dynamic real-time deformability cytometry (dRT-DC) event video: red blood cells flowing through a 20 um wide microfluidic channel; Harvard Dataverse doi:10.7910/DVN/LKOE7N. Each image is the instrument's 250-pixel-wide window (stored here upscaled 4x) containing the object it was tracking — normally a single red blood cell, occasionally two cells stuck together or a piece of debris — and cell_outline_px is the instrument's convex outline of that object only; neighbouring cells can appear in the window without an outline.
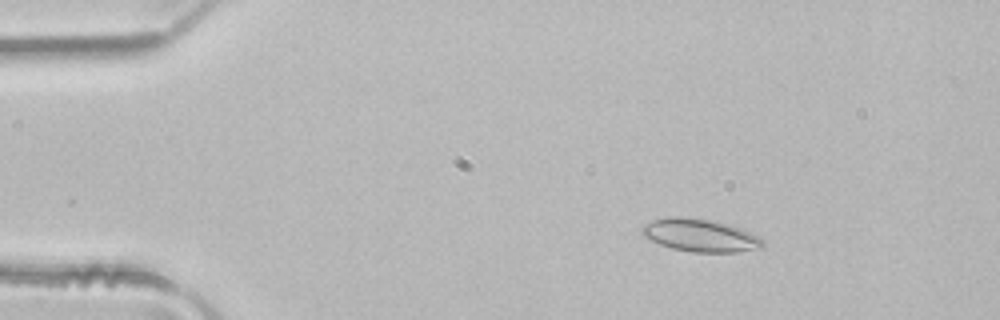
{"species": "common noctule bat (a hibernating species)", "species_latin": "Nyctalus noctula", "temperature_condition": "room temperature", "stored_images_in_passage": 3, "camera_frame_rate_fps": 3000, "um_per_image_px": 0.085, "animal": {"sex": "male", "body_mass_g": 21.5, "forearm_length_mm": 52.0}, "frame": {"image": 1, "passage_image": 2, "time_ms": 0.333, "image_size_px": [1000, 320], "cell_outline_px": [[764, 248], [736, 252], [692, 252], [672, 248], [660, 244], [644, 236], [640, 232], [640, 228], [644, 224], [652, 220], [672, 216], [680, 216], [712, 220], [728, 224], [740, 228], [760, 236], [764, 240]], "centroid_in_image_um": [59.54, 20.0], "position_along_channel_um": 25.5, "area_um2": 23.24}}
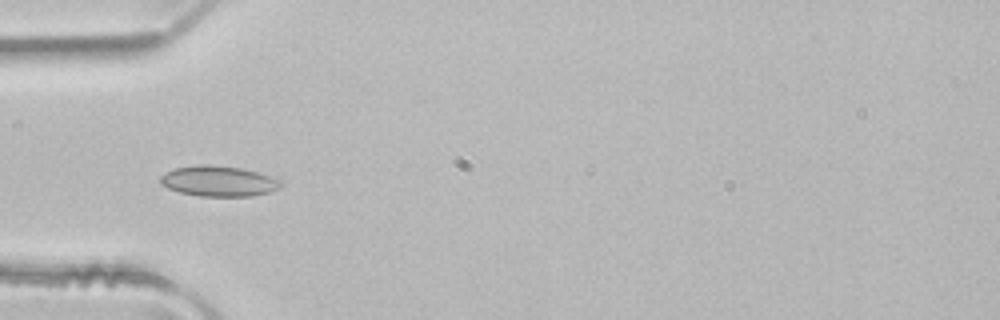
{"frame": {"image": 2, "passage_image": 3, "time_ms": 0.667, "image_size_px": [1000, 320], "cell_outline_px": [[284, 184], [280, 188], [268, 192], [252, 196], [200, 196], [180, 192], [168, 188], [160, 184], [160, 176], [164, 172], [176, 168], [200, 164], [204, 164], [240, 168], [256, 172], [280, 180]], "centroid_in_image_um": [18.56, 15.4], "position_along_channel_um": 66.4, "area_um2": 21.27}}